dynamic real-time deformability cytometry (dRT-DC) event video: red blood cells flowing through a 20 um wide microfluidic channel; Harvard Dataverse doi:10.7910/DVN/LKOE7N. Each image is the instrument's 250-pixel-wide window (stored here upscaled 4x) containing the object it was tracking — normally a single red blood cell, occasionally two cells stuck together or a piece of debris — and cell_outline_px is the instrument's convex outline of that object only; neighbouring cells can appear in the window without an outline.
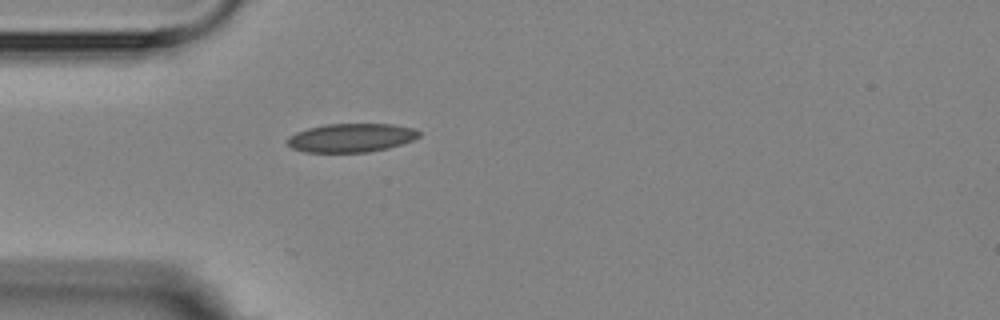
{"species": "Egyptian fruit bat (a non-hibernating species)", "species_latin": "Rousettus aegyptiacus", "temperature_condition": "room temperature", "stored_images_in_passage": 1, "camera_frame_rate_fps": 3000, "um_per_image_px": 0.085, "animal": {"sex": "female"}, "frame": {"image": 1, "passage_image": 1, "time_ms": 0.0, "image_size_px": [1000, 320], "cell_outline_px": [[420, 136], [412, 140], [388, 148], [368, 152], [304, 152], [292, 148], [284, 140], [288, 136], [296, 132], [308, 128], [324, 124], [392, 124], [416, 128], [420, 132]], "centroid_in_image_um": [29.83, 11.7], "position_along_channel_um": 55.2, "area_um2": 22.14}}